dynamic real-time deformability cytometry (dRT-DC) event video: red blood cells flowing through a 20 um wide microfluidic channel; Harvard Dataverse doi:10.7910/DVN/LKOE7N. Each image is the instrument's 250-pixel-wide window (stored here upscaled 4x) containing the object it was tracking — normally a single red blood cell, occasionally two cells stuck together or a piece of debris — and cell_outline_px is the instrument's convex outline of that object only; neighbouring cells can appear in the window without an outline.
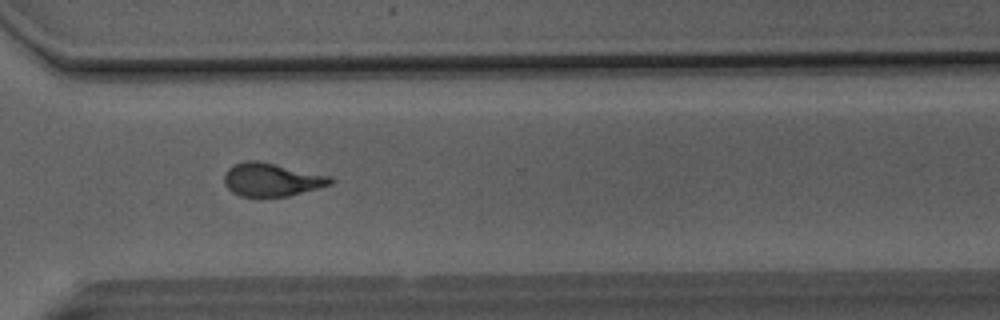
{"species": "Egyptian fruit bat (a non-hibernating species)", "species_latin": "Rousettus aegyptiacus", "temperature_condition": "room temperature", "stored_images_in_passage": 50, "camera_frame_rate_fps": 3000, "um_per_image_px": 0.085, "animal": {"sex": "male"}, "frame": {"image": 1, "passage_image": 37, "time_ms": 12.0, "image_size_px": [1000, 320], "cell_outline_px": [[336, 180], [332, 184], [288, 196], [240, 196], [232, 192], [224, 184], [224, 172], [232, 164], [248, 160], [256, 160], [332, 176]], "centroid_in_image_um": [23.08, 15.26], "position_along_channel_um": 347.5, "area_um2": 20.63}}
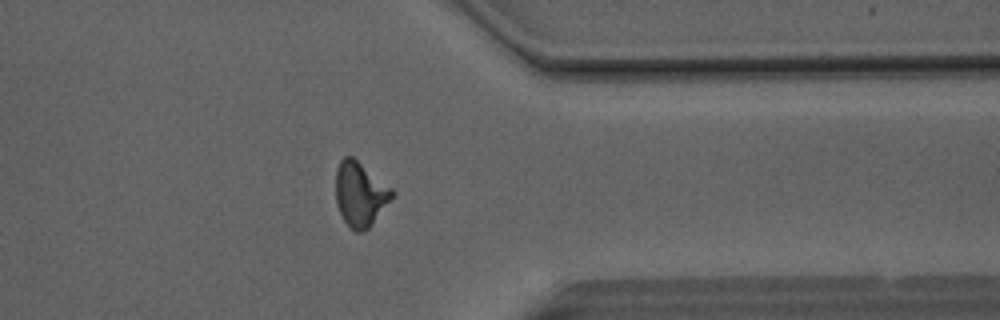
{"frame": {"image": 2, "passage_image": 40, "time_ms": 13.0, "image_size_px": [1000, 320], "cell_outline_px": [[396, 192], [372, 224], [368, 228], [360, 232], [356, 232], [344, 220], [340, 212], [336, 200], [336, 168], [340, 160], [344, 156], [352, 156], [392, 188]], "centroid_in_image_um": [30.61, 16.47], "position_along_channel_um": 380.8, "area_um2": 20.87}}
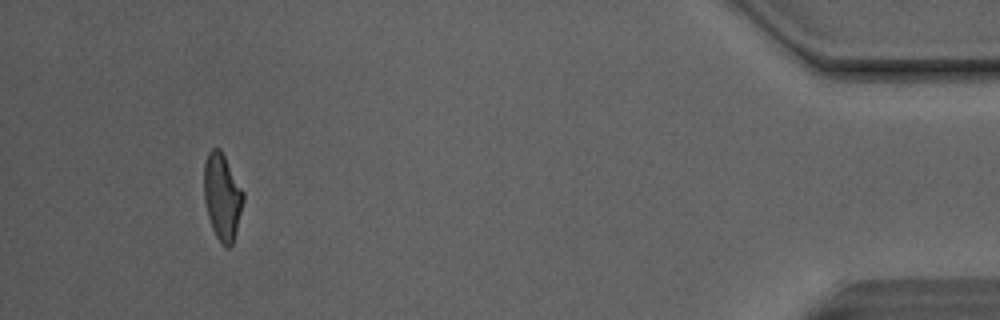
{"frame": {"image": 3, "passage_image": 47, "time_ms": 15.333, "image_size_px": [1000, 320], "cell_outline_px": [[244, 200], [232, 244], [228, 248], [224, 248], [220, 244], [212, 228], [208, 216], [204, 200], [204, 160], [208, 152], [212, 148], [220, 148], [244, 192]], "centroid_in_image_um": [18.87, 16.72], "position_along_channel_um": 416.3, "area_um2": 19.83}, "authors_computed_cell_mechanics": {"area_um2": 20.8947, "velocity_mm_per_s": 4.1375, "shape_relaxation_time_tau1_ms": 8.4955, "shape_relaxation_time_tau2_ms": 1.6825, "deformation_change_tau1": 0.2448, "deformation_change_tau2": 0.0966}}